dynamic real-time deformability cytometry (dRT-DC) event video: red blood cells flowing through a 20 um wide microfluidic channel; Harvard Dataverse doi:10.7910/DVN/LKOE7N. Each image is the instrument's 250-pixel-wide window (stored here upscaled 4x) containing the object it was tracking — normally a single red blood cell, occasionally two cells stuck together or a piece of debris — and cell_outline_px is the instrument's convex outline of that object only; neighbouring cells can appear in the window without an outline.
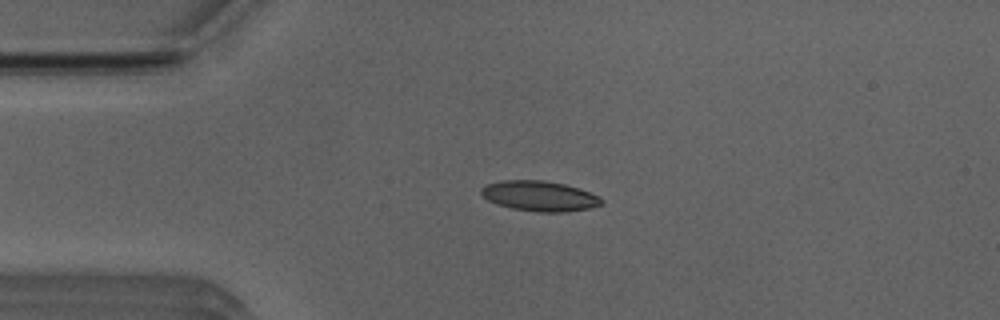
{"species": "Egyptian fruit bat (a non-hibernating species)", "species_latin": "Rousettus aegyptiacus", "temperature_condition": "room temperature", "stored_images_in_passage": 41, "camera_frame_rate_fps": 3000, "um_per_image_px": 0.085, "animal": {"sex": "male"}, "frame": {"image": 1, "passage_image": 1, "time_ms": 0.0, "image_size_px": [1000, 320], "cell_outline_px": [[604, 204], [588, 208], [564, 212], [536, 212], [512, 208], [496, 204], [488, 200], [480, 192], [480, 188], [488, 184], [500, 180], [544, 180], [564, 184], [600, 196], [604, 200]], "centroid_in_image_um": [45.85, 16.66], "position_along_channel_um": 39.1, "area_um2": 21.15}}
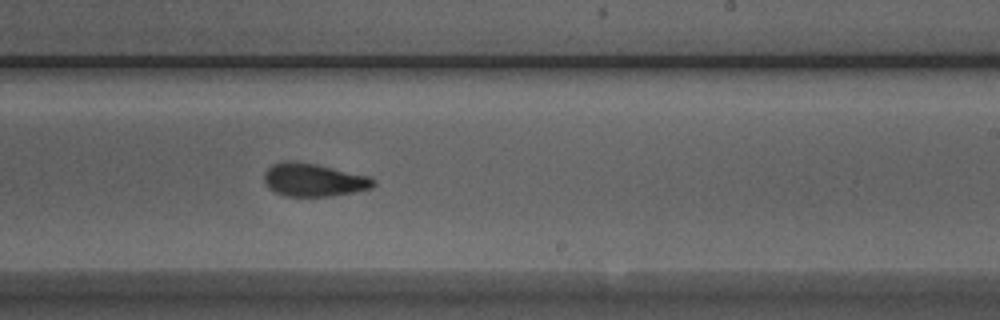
{"frame": {"image": 2, "passage_image": 20, "time_ms": 6.333, "image_size_px": [1000, 320], "cell_outline_px": [[376, 184], [372, 188], [332, 196], [284, 196], [268, 188], [264, 180], [264, 172], [272, 164], [280, 160], [288, 160], [316, 164], [368, 176], [376, 180]], "centroid_in_image_um": [26.63, 15.28], "position_along_channel_um": 262.4, "area_um2": 21.1}}
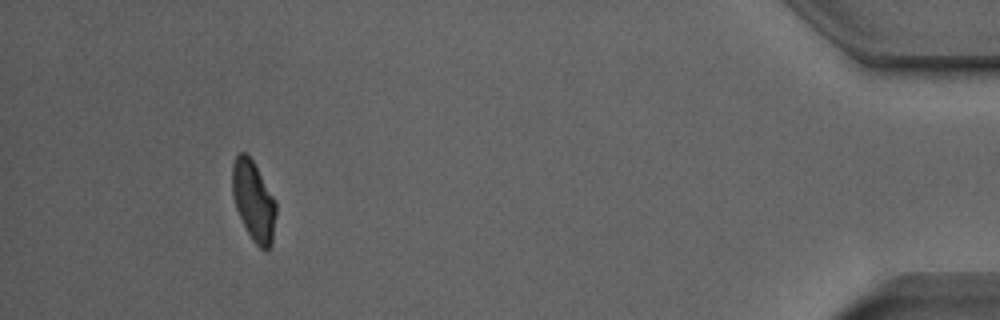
{"frame": {"image": 3, "passage_image": 37, "time_ms": 12.0, "image_size_px": [1000, 320], "cell_outline_px": [[276, 212], [272, 244], [268, 252], [264, 252], [252, 240], [236, 208], [232, 192], [232, 164], [236, 156], [240, 152], [244, 152], [252, 160], [276, 200]], "centroid_in_image_um": [21.57, 17.11], "position_along_channel_um": 413.6, "area_um2": 20.35}, "authors_computed_cell_mechanics": {"area_um2": 21.097, "velocity_mm_per_s": 3.9286, "shape_relaxation_time_tau1_ms": 5.4656, "shape_relaxation_time_tau2_ms": 1.6263, "deformation_change_tau1": 0.1679, "deformation_change_tau2": 0.0763}}